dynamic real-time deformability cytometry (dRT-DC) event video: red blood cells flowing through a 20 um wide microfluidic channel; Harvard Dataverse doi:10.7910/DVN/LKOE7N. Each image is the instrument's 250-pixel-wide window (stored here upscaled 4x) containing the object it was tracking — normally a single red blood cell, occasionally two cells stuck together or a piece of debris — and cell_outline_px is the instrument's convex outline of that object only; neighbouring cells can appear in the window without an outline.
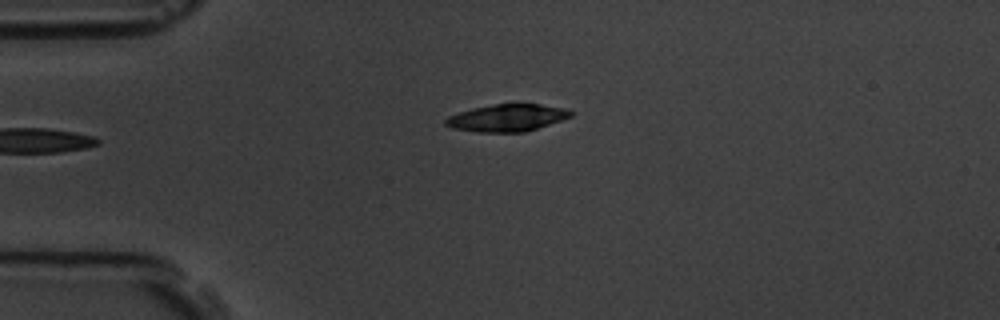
{"species": "common noctule bat (a hibernating species)", "species_latin": "Nyctalus noctula", "temperature_condition": "room temperature", "stored_images_in_passage": 2, "camera_frame_rate_fps": 3000, "um_per_image_px": 0.085, "animal": {"sex": "male", "body_mass_g": 19.5, "forearm_length_mm": 54.6}, "frame": {"image": 1, "passage_image": 1, "time_ms": 0.0, "image_size_px": [1000, 320], "cell_outline_px": [[576, 112], [572, 116], [524, 132], [476, 132], [452, 128], [444, 124], [444, 120], [448, 116], [472, 108], [492, 104], [516, 100], [564, 108]], "centroid_in_image_um": [43.11, 9.97], "position_along_channel_um": 41.9, "area_um2": 20.46}}